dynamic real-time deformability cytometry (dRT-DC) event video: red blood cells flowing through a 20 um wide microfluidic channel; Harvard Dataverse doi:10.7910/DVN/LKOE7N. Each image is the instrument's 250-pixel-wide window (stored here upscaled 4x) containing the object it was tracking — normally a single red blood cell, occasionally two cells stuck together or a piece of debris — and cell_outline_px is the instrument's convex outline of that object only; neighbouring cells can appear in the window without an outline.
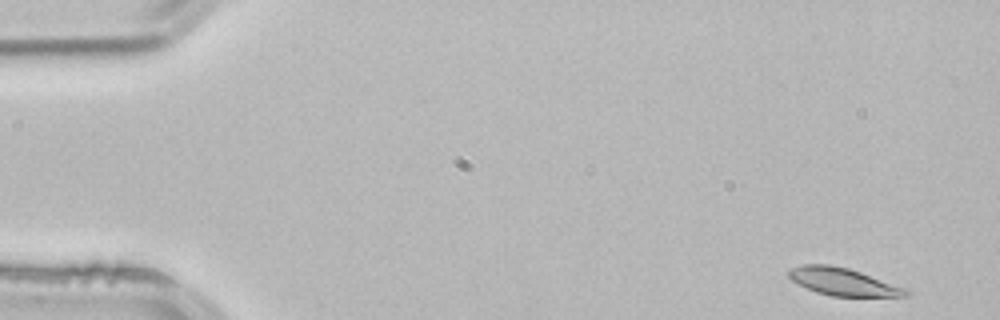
{"species": "common noctule bat (a hibernating species)", "species_latin": "Nyctalus noctula", "temperature_condition": "room temperature", "stored_images_in_passage": 3, "camera_frame_rate_fps": 3000, "um_per_image_px": 0.085, "animal": {"sex": "male", "body_mass_g": 21.5, "forearm_length_mm": 52.0}, "frame": {"image": 1, "passage_image": 1, "time_ms": 0.0, "image_size_px": [1000, 320], "cell_outline_px": [[908, 296], [832, 296], [816, 292], [792, 280], [788, 276], [788, 272], [792, 268], [804, 264], [828, 264], [848, 268], [908, 288]], "centroid_in_image_um": [71.68, 23.94], "position_along_channel_um": 13.3, "area_um2": 18.55}}